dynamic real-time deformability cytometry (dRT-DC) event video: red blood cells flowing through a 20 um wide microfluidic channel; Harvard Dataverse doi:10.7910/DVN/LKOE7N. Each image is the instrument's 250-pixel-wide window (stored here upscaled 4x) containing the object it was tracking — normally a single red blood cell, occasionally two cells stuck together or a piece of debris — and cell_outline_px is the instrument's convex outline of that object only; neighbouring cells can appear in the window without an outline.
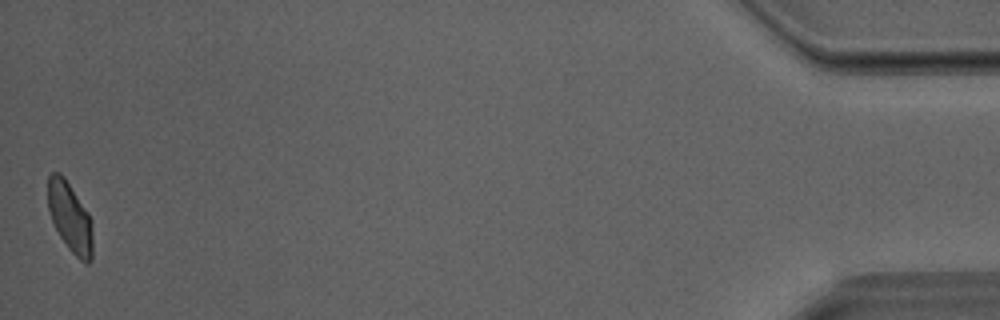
{"species": "Egyptian fruit bat (a non-hibernating species)", "species_latin": "Rousettus aegyptiacus", "temperature_condition": "room temperature", "stored_images_in_passage": 36, "camera_frame_rate_fps": 3000, "um_per_image_px": 0.085, "animal": {"sex": "male"}, "frame": {"image": 1, "passage_image": 36, "time_ms": 11.667, "image_size_px": [1000, 320], "cell_outline_px": [[92, 260], [88, 264], [84, 264], [68, 248], [60, 236], [52, 220], [48, 208], [48, 176], [52, 172], [60, 172], [64, 176], [88, 212], [92, 220]], "centroid_in_image_um": [5.97, 18.47], "position_along_channel_um": 429.2, "area_um2": 18.26}}